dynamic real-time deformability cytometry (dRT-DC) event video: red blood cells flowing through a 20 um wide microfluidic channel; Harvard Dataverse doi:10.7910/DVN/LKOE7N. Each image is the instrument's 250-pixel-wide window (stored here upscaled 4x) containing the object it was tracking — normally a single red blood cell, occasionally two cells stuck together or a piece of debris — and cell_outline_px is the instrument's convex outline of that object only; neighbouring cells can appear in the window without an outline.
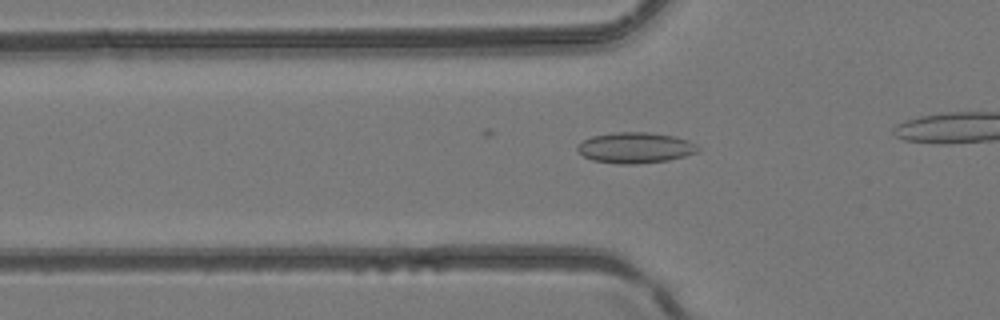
{"species": "common noctule bat (a hibernating species)", "species_latin": "Nyctalus noctula", "temperature_condition": "room temperature", "stored_images_in_passage": 32, "camera_frame_rate_fps": 3000, "um_per_image_px": 0.085, "animal": {"sex": "female", "body_mass_g": 24.6, "forearm_length_mm": 56.2}, "frame": {"image": 1, "passage_image": 11, "time_ms": 3.333, "image_size_px": [1000, 320], "cell_outline_px": [[700, 148], [696, 152], [684, 156], [668, 160], [636, 164], [620, 164], [592, 160], [584, 156], [576, 148], [576, 144], [592, 136], [612, 132], [648, 132], [676, 136], [688, 140], [696, 144]], "centroid_in_image_um": [53.99, 12.55], "position_along_channel_um": 71.8, "area_um2": 21.68}}
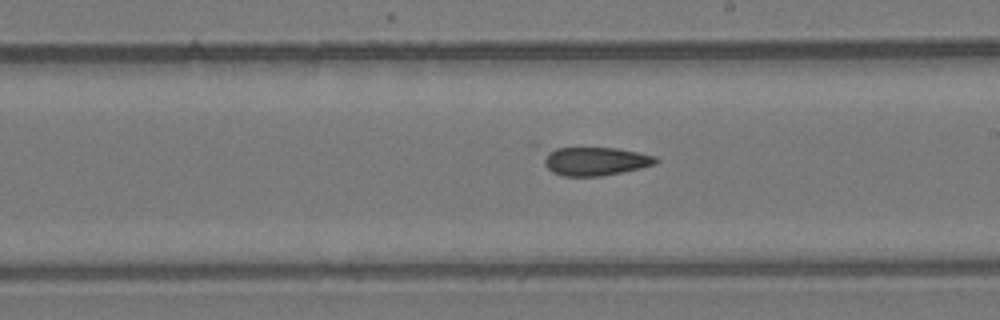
{"frame": {"image": 2, "passage_image": 22, "time_ms": 7.0, "image_size_px": [1000, 320], "cell_outline_px": [[660, 160], [656, 164], [640, 168], [600, 176], [564, 176], [552, 172], [544, 164], [544, 160], [548, 152], [556, 148], [616, 148], [656, 156]], "centroid_in_image_um": [50.63, 13.71], "position_along_channel_um": 238.4, "area_um2": 18.32}}
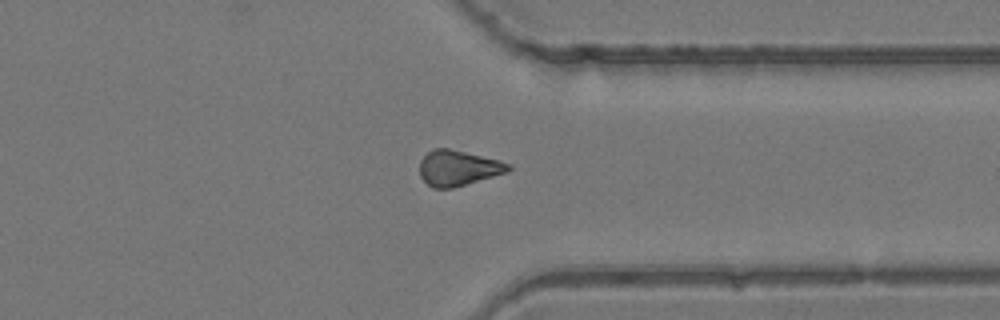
{"frame": {"image": 3, "passage_image": 31, "time_ms": 10.0, "image_size_px": [1000, 320], "cell_outline_px": [[512, 168], [508, 172], [452, 188], [432, 188], [420, 176], [420, 160], [432, 148], [448, 148], [500, 160], [512, 164]], "centroid_in_image_um": [38.95, 14.27], "position_along_channel_um": 372.4, "area_um2": 18.32}}